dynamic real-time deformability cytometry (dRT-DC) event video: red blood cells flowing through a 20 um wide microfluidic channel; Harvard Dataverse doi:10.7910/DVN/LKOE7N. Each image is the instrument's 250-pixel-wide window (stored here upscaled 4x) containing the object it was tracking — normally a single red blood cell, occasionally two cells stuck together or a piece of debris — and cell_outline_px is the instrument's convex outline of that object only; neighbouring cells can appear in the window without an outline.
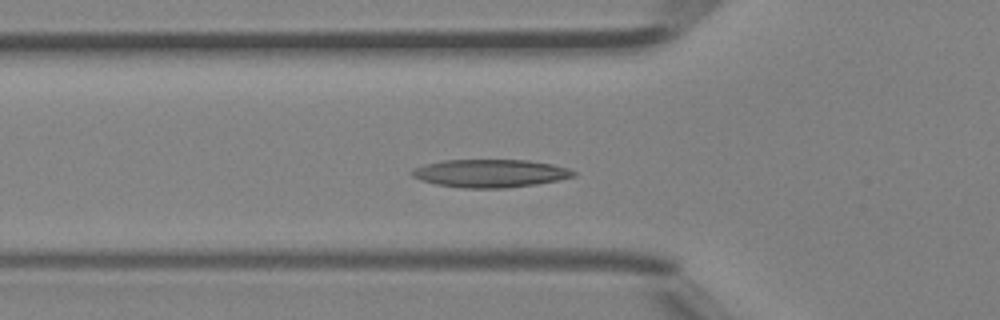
{"species": "Egyptian fruit bat (a non-hibernating species)", "species_latin": "Rousettus aegyptiacus", "temperature_condition": "room temperature", "stored_images_in_passage": 45, "camera_frame_rate_fps": 3000, "um_per_image_px": 0.085, "animal": {"sex": "female"}, "frame": {"image": 1, "passage_image": 14, "time_ms": 4.333, "image_size_px": [1000, 320], "cell_outline_px": [[576, 176], [560, 180], [536, 184], [504, 188], [464, 188], [436, 184], [420, 180], [412, 176], [408, 172], [416, 168], [428, 164], [444, 160], [528, 160], [552, 164], [568, 168], [576, 172]], "centroid_in_image_um": [41.7, 14.73], "position_along_channel_um": 84.1, "area_um2": 26.3}}
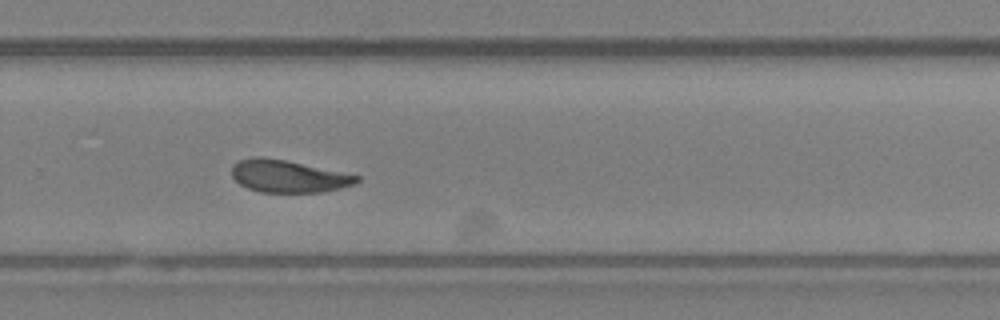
{"frame": {"image": 2, "passage_image": 29, "time_ms": 9.333, "image_size_px": [1000, 320], "cell_outline_px": [[360, 180], [352, 184], [340, 188], [324, 192], [260, 192], [248, 188], [240, 184], [232, 176], [232, 164], [240, 160], [252, 156], [260, 156], [284, 160], [360, 176]], "centroid_in_image_um": [24.46, 14.98], "position_along_channel_um": 305.3, "area_um2": 23.29}}
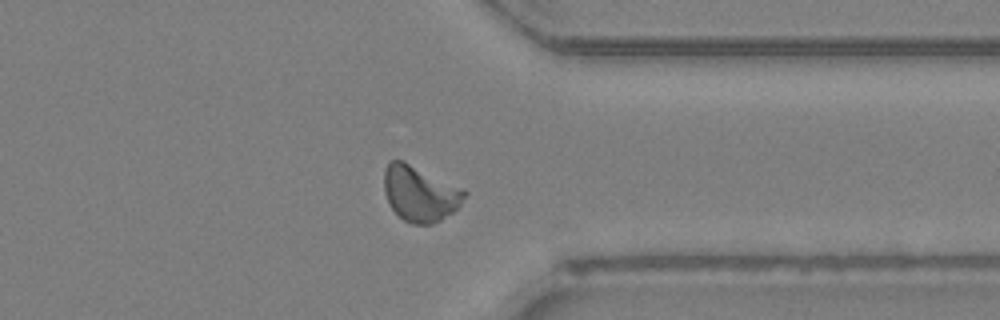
{"frame": {"image": 3, "passage_image": 34, "time_ms": 11.0, "image_size_px": [1000, 320], "cell_outline_px": [[468, 192], [460, 204], [452, 212], [440, 220], [432, 224], [412, 224], [404, 220], [388, 204], [384, 192], [384, 172], [388, 160], [404, 160], [464, 188]], "centroid_in_image_um": [35.69, 16.42], "position_along_channel_um": 375.7, "area_um2": 26.24}, "authors_computed_cell_mechanics": {"area_um2": 24.276, "velocity_mm_per_s": 4.4256, "shape_relaxation_time_tau1_ms": null, "shape_relaxation_time_tau2_ms": 4.6082, "deformation_change_tau1": null, "deformation_change_tau2": 0.1002}}